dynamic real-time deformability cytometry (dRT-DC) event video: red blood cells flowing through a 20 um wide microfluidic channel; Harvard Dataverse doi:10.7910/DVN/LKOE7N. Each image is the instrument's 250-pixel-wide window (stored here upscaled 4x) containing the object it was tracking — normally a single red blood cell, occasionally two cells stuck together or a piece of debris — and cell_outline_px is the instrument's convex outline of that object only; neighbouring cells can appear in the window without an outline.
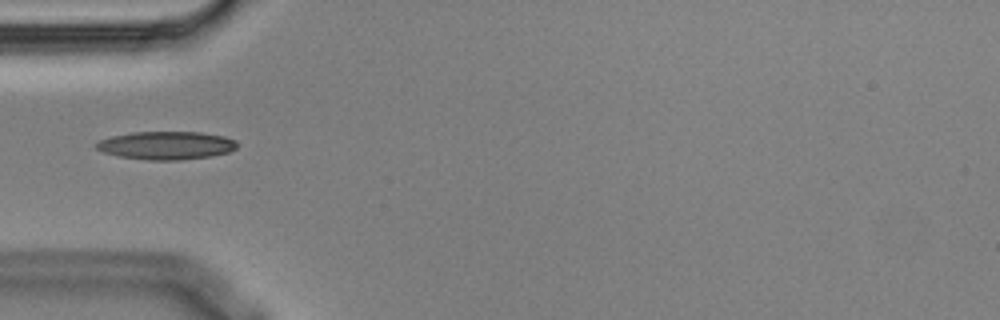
{"species": "Egyptian fruit bat (a non-hibernating species)", "species_latin": "Rousettus aegyptiacus", "temperature_condition": "cold", "stored_images_in_passage": 1, "camera_frame_rate_fps": 3000, "um_per_image_px": 0.085, "animal": {"sex": "male"}, "frame": {"image": 1, "passage_image": 1, "time_ms": 0.0, "image_size_px": [1000, 320], "cell_outline_px": [[236, 148], [228, 152], [212, 156], [180, 160], [148, 160], [120, 156], [104, 152], [96, 148], [96, 144], [100, 140], [112, 136], [132, 132], [200, 132], [224, 136], [236, 140]], "centroid_in_image_um": [14.16, 12.36], "position_along_channel_um": 70.8, "area_um2": 22.95}}